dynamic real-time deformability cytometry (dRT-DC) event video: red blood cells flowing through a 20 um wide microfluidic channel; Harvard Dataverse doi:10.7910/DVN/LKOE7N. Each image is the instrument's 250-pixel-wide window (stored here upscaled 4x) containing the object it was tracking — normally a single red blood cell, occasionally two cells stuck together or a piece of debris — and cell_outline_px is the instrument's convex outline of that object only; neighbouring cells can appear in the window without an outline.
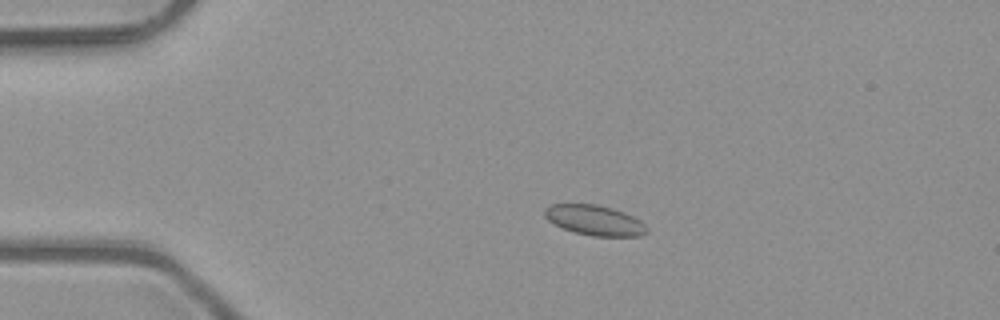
{"species": "common noctule bat (a hibernating species)", "species_latin": "Nyctalus noctula", "temperature_condition": "room temperature", "stored_images_in_passage": 3, "camera_frame_rate_fps": 3000, "um_per_image_px": 0.085, "animal": {"sex": "male", "body_mass_g": 23.1, "forearm_length_mm": 52.7}, "frame": {"image": 1, "passage_image": 2, "time_ms": 0.333, "image_size_px": [1000, 320], "cell_outline_px": [[648, 232], [640, 236], [592, 236], [576, 232], [564, 228], [548, 220], [544, 216], [544, 208], [552, 204], [596, 204], [612, 208], [624, 212], [640, 220], [648, 228]], "centroid_in_image_um": [50.56, 18.72], "position_along_channel_um": 34.4, "area_um2": 17.86}}